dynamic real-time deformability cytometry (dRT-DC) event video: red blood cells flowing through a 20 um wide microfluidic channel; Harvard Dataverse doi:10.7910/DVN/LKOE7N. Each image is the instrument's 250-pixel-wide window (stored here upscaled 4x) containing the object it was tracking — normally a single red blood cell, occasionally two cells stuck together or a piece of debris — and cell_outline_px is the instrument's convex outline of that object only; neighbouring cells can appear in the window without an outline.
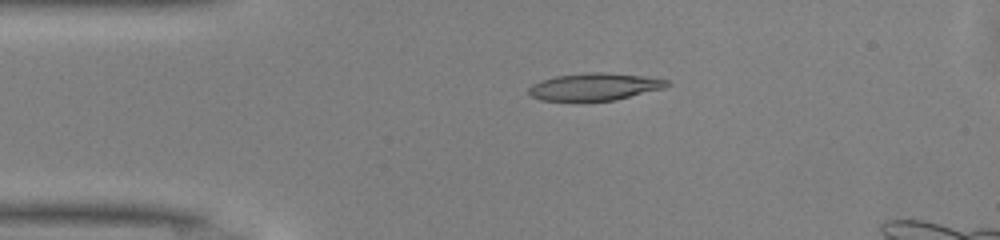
{"species": "common noctule bat (a hibernating species)", "species_latin": "Nyctalus noctula", "temperature_condition": "warm", "stored_images_in_passage": 39, "camera_frame_rate_fps": 3000, "um_per_image_px": 0.085, "animal": {"sex": "male", "body_mass_g": 13.0, "forearm_length_mm": 53.1}, "frame": {"image": 1, "passage_image": 10, "time_ms": 3.0, "image_size_px": [1000, 240], "cell_outline_px": [[672, 84], [664, 88], [616, 100], [540, 100], [532, 96], [528, 92], [528, 88], [532, 84], [540, 80], [556, 76], [588, 72], [608, 72], [640, 76], [668, 80]], "centroid_in_image_um": [50.54, 7.36], "position_along_channel_um": 34.5, "area_um2": 21.85}}
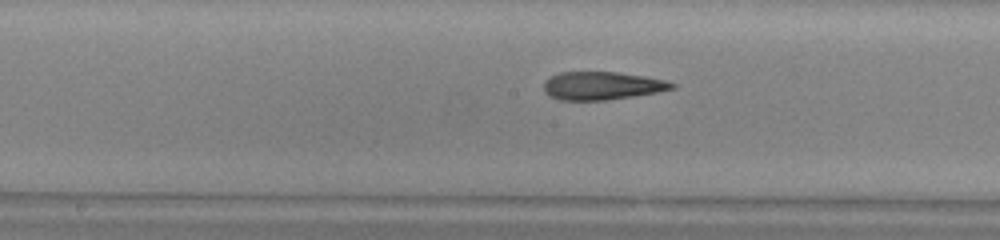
{"frame": {"image": 2, "passage_image": 24, "time_ms": 7.667, "image_size_px": [1000, 240], "cell_outline_px": [[676, 88], [656, 92], [632, 96], [604, 100], [560, 100], [548, 96], [544, 92], [544, 80], [560, 72], [616, 72], [644, 76], [664, 80], [676, 84]], "centroid_in_image_um": [51.13, 7.29], "position_along_channel_um": 197.1, "area_um2": 20.87}}
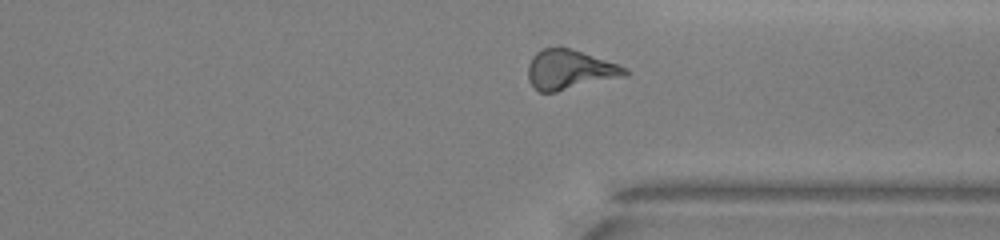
{"frame": {"image": 3, "passage_image": 36, "time_ms": 11.667, "image_size_px": [1000, 240], "cell_outline_px": [[628, 76], [556, 92], [540, 92], [528, 80], [528, 64], [532, 56], [536, 52], [544, 48], [560, 44], [628, 68]], "centroid_in_image_um": [48.42, 5.9], "position_along_channel_um": 363.0, "area_um2": 22.77}, "authors_computed_cell_mechanics": {"area_um2": 21.8484, "velocity_mm_per_s": 4.1673, "shape_relaxation_time_tau1_ms": null, "shape_relaxation_time_tau2_ms": 2.4112, "deformation_change_tau1": null, "deformation_change_tau2": 0.1349}}